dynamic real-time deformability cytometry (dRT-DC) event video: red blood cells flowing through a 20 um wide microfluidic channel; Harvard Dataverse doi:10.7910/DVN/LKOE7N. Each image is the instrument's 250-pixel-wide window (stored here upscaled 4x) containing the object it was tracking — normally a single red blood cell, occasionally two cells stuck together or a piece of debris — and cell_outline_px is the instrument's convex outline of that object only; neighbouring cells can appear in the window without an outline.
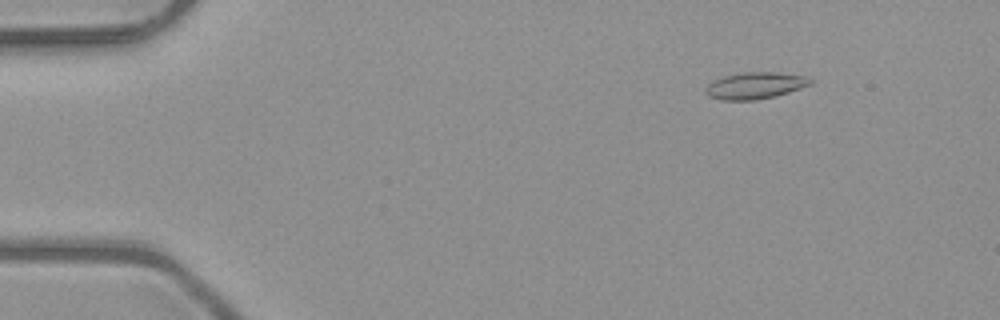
{"species": "common noctule bat (a hibernating species)", "species_latin": "Nyctalus noctula", "temperature_condition": "room temperature", "stored_images_in_passage": 48, "camera_frame_rate_fps": 3000, "um_per_image_px": 0.085, "animal": {"sex": "male", "body_mass_g": 23.1, "forearm_length_mm": 52.7}, "frame": {"image": 1, "passage_image": 3, "time_ms": 0.667, "image_size_px": [1000, 320], "cell_outline_px": [[812, 84], [776, 96], [756, 100], [720, 100], [708, 96], [704, 92], [704, 88], [708, 84], [724, 76], [744, 72], [776, 72], [808, 76], [812, 80]], "centroid_in_image_um": [64.18, 7.28], "position_along_channel_um": 20.8, "area_um2": 16.36}}
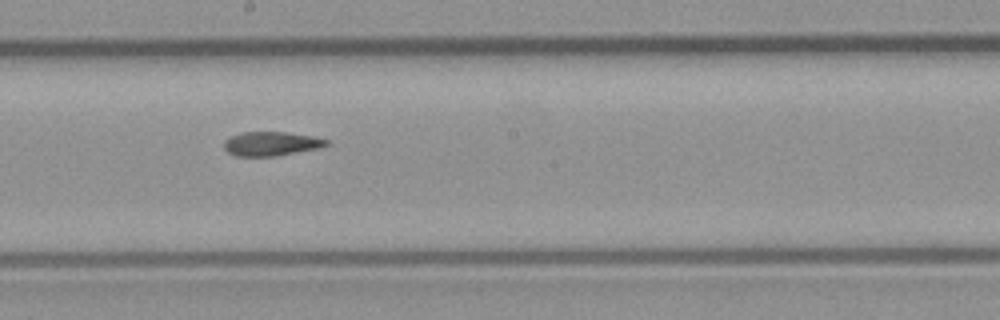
{"frame": {"image": 2, "passage_image": 25, "time_ms": 8.0, "image_size_px": [1000, 320], "cell_outline_px": [[332, 144], [320, 148], [276, 156], [236, 156], [228, 152], [224, 148], [224, 140], [240, 132], [284, 132], [312, 136], [328, 140]], "centroid_in_image_um": [23.07, 12.22], "position_along_channel_um": 225.1, "area_um2": 14.45}}
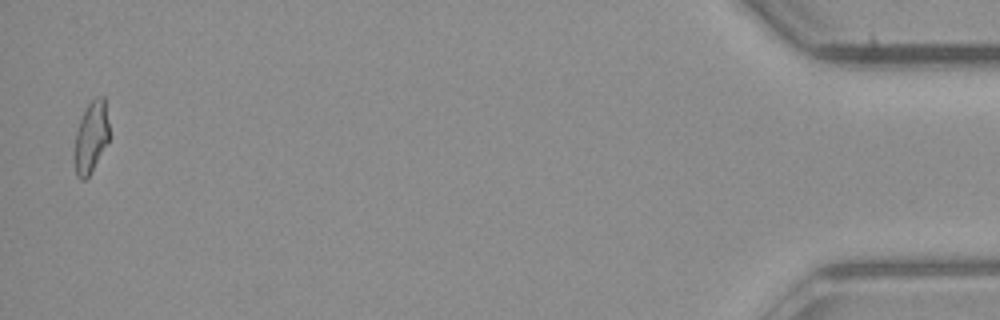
{"frame": {"image": 3, "passage_image": 47, "time_ms": 15.333, "image_size_px": [1000, 320], "cell_outline_px": [[108, 140], [88, 176], [84, 180], [80, 180], [76, 176], [76, 132], [80, 120], [88, 104], [96, 96], [104, 96], [108, 124]], "centroid_in_image_um": [7.75, 11.61], "position_along_channel_um": 427.5, "area_um2": 13.7}, "authors_computed_cell_mechanics": {"area_um2": 14.9991, "velocity_mm_per_s": 4.0472, "shape_relaxation_time_tau1_ms": 9.7847, "shape_relaxation_time_tau2_ms": 3.983, "deformation_change_tau1": 0.2466, "deformation_change_tau2": 0.1289}}